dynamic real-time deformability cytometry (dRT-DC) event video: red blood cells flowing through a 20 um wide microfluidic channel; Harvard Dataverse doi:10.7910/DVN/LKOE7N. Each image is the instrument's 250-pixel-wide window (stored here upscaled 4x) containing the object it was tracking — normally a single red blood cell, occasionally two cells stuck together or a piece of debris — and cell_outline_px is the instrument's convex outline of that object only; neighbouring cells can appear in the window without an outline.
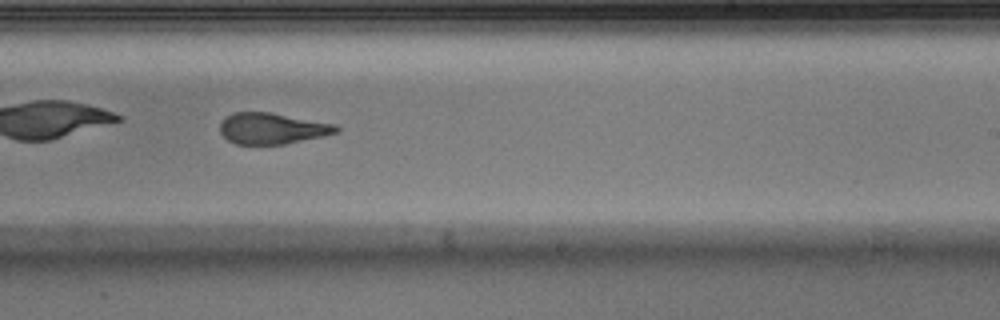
{"species": "Egyptian fruit bat (a non-hibernating species)", "species_latin": "Rousettus aegyptiacus", "temperature_condition": "warm", "stored_images_in_passage": 46, "camera_frame_rate_fps": 3000, "um_per_image_px": 0.085, "animal": {"sex": "male"}, "frame": {"image": 1, "passage_image": 27, "time_ms": 8.667, "image_size_px": [1000, 320], "cell_outline_px": [[340, 128], [336, 132], [324, 136], [284, 144], [236, 144], [228, 140], [220, 132], [220, 124], [232, 112], [268, 112], [336, 124]], "centroid_in_image_um": [23.13, 10.92], "position_along_channel_um": 265.9, "area_um2": 20.87}}
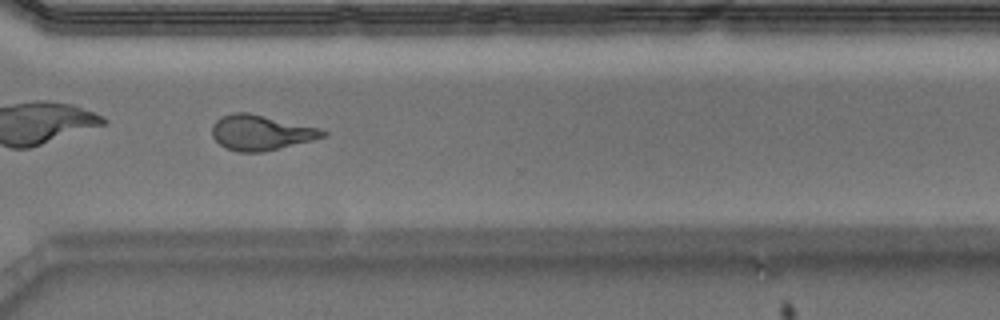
{"frame": {"image": 2, "passage_image": 33, "time_ms": 10.667, "image_size_px": [1000, 320], "cell_outline_px": [[328, 132], [324, 136], [312, 140], [264, 152], [240, 152], [228, 148], [220, 144], [212, 136], [212, 124], [216, 120], [232, 112], [248, 112], [320, 128]], "centroid_in_image_um": [22.17, 11.26], "position_along_channel_um": 348.4, "area_um2": 22.54}, "authors_computed_cell_mechanics": {"area_um2": 22.542, "velocity_mm_per_s": 4.134, "shape_relaxation_time_tau1_ms": null, "shape_relaxation_time_tau2_ms": 1.5882, "deformation_change_tau1": null, "deformation_change_tau2": 0.0924}}